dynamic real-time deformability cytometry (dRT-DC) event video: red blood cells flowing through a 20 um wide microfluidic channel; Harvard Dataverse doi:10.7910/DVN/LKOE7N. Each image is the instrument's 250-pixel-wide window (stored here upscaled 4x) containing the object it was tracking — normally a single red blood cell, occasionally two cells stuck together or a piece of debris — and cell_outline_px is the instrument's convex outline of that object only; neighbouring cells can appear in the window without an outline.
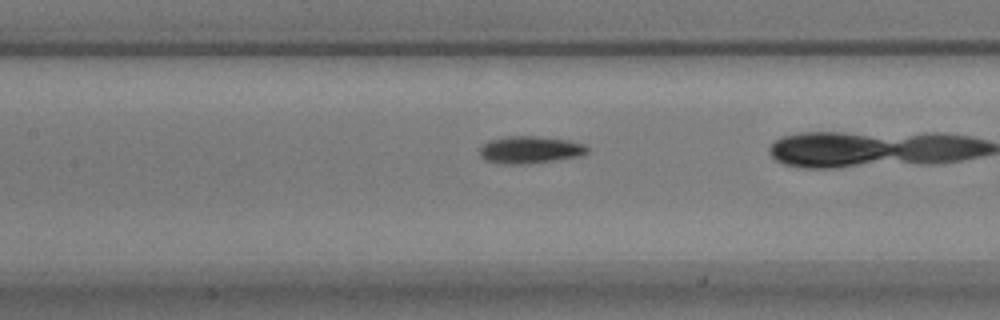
{"species": "common noctule bat (a hibernating species)", "species_latin": "Nyctalus noctula", "temperature_condition": "warm", "stored_images_in_passage": 41, "camera_frame_rate_fps": 3000, "um_per_image_px": 0.085, "animal": {"sex": "male", "body_mass_g": 17.9}, "frame": {"image": 1, "passage_image": 23, "time_ms": 7.333, "image_size_px": [1000, 320], "cell_outline_px": [[588, 152], [580, 156], [528, 164], [500, 164], [484, 160], [480, 156], [480, 148], [488, 140], [508, 136], [536, 136], [564, 140], [584, 144], [588, 148]], "centroid_in_image_um": [45.01, 12.74], "position_along_channel_um": 162.4, "area_um2": 17.05}}
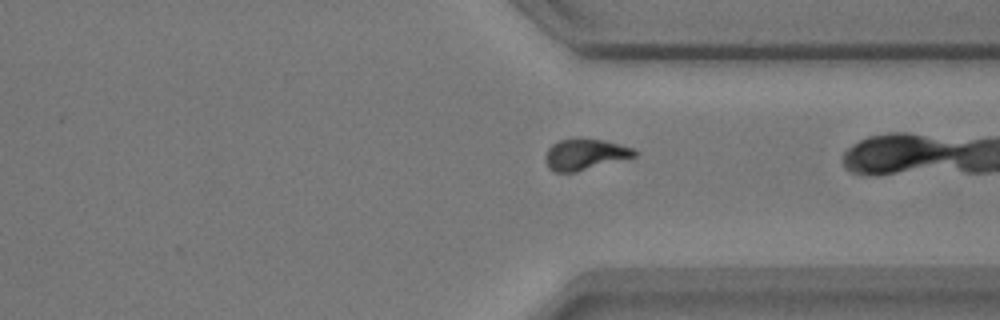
{"frame": {"image": 2, "passage_image": 40, "time_ms": 13.0, "image_size_px": [1000, 320], "cell_outline_px": [[640, 152], [636, 156], [576, 172], [552, 172], [548, 168], [544, 160], [544, 156], [548, 148], [552, 144], [560, 140], [604, 140], [632, 148]], "centroid_in_image_um": [49.7, 13.15], "position_along_channel_um": 361.7, "area_um2": 15.9}}